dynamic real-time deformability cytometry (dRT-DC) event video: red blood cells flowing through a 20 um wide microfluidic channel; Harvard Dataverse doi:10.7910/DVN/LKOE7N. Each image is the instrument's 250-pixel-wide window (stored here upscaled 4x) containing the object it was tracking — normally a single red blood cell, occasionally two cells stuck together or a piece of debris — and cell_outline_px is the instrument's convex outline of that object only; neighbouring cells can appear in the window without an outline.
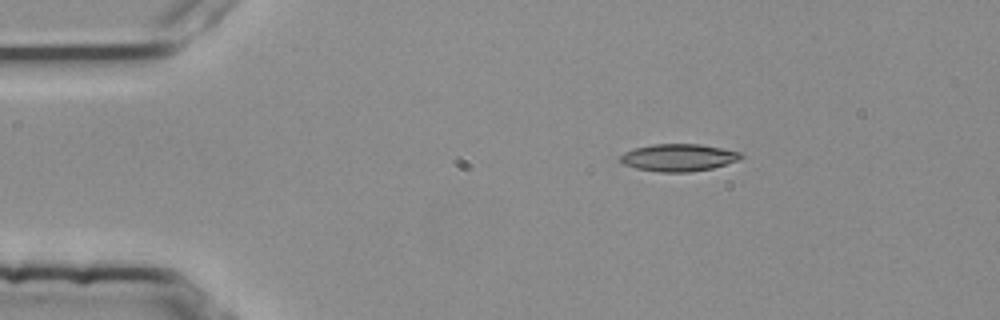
{"species": "common noctule bat (a hibernating species)", "species_latin": "Nyctalus noctula", "temperature_condition": "room temperature", "stored_images_in_passage": 3, "camera_frame_rate_fps": 3000, "um_per_image_px": 0.085, "animal": {"sex": "female", "body_mass_g": 25.1}, "frame": {"image": 1, "passage_image": 1, "time_ms": 0.0, "image_size_px": [1000, 320], "cell_outline_px": [[744, 156], [740, 160], [712, 168], [688, 172], [660, 172], [636, 168], [624, 164], [620, 160], [620, 156], [624, 152], [636, 148], [652, 144], [700, 144], [740, 152]], "centroid_in_image_um": [57.69, 13.39], "position_along_channel_um": 27.3, "area_um2": 19.07}}
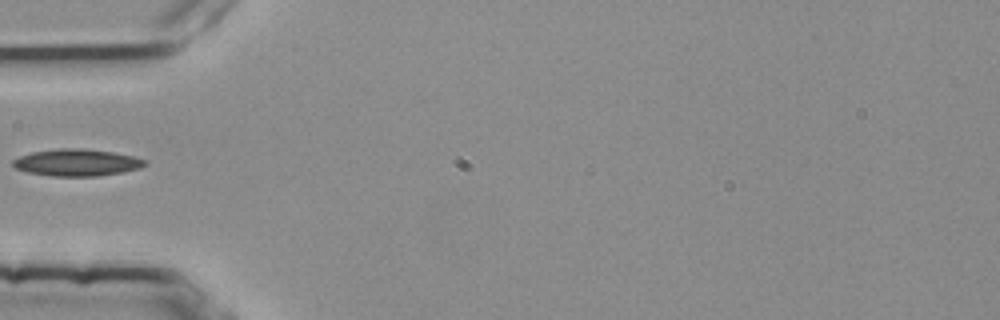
{"frame": {"image": 2, "passage_image": 3, "time_ms": 0.667, "image_size_px": [1000, 320], "cell_outline_px": [[148, 164], [140, 168], [120, 172], [96, 176], [52, 176], [28, 172], [16, 168], [12, 164], [12, 160], [20, 156], [32, 152], [60, 148], [84, 148], [112, 152], [132, 156], [144, 160]], "centroid_in_image_um": [6.51, 13.81], "position_along_channel_um": 78.5, "area_um2": 20.52}}